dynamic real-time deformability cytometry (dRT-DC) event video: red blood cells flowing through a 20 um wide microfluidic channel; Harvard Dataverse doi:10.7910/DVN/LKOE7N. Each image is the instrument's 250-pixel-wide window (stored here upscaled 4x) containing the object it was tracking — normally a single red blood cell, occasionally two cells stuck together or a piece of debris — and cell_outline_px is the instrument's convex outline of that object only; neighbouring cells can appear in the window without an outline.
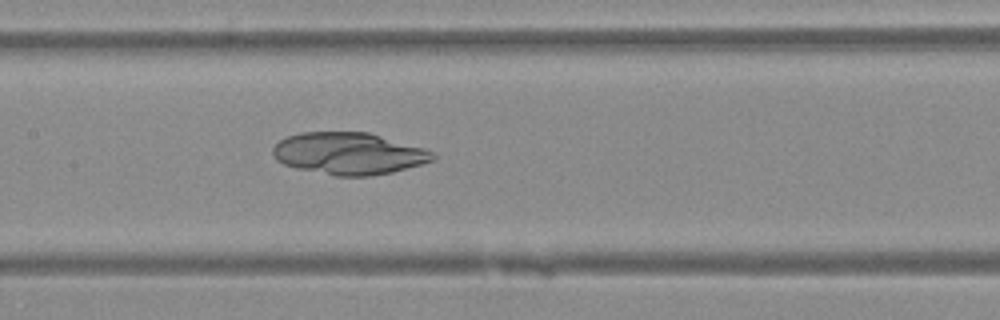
{"species": "Egyptian fruit bat (a non-hibernating species)", "species_latin": "Rousettus aegyptiacus", "temperature_condition": "warm", "stored_images_in_passage": 34, "camera_frame_rate_fps": 3000, "um_per_image_px": 0.085, "animal": {"sex": "female"}, "frame": {"image": 1, "passage_image": 9, "time_ms": 2.667, "image_size_px": [1000, 320], "cell_outline_px": [[436, 156], [432, 160], [420, 164], [392, 172], [368, 176], [336, 176], [296, 168], [284, 164], [276, 160], [272, 152], [272, 148], [280, 140], [288, 136], [300, 132], [368, 132], [424, 148], [432, 152]], "centroid_in_image_um": [29.61, 13.04], "position_along_channel_um": 177.8, "area_um2": 38.9}}
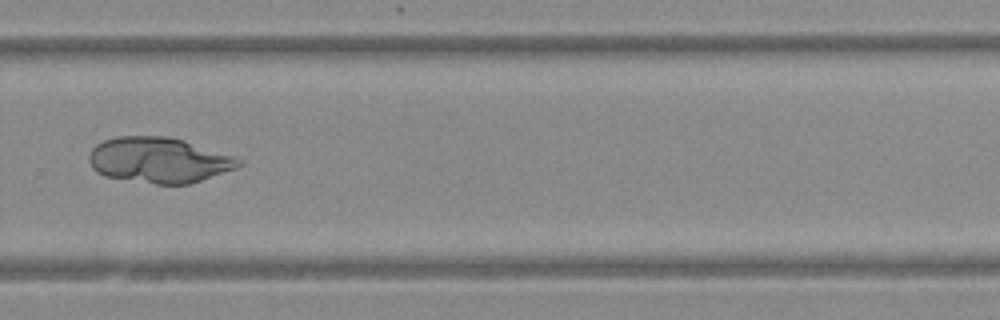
{"frame": {"image": 2, "passage_image": 19, "time_ms": 6.0, "image_size_px": [1000, 320], "cell_outline_px": [[244, 164], [236, 168], [188, 184], [156, 184], [104, 176], [96, 172], [92, 168], [88, 160], [88, 156], [92, 148], [96, 144], [104, 140], [116, 136], [168, 136], [184, 140], [244, 160]], "centroid_in_image_um": [13.47, 13.6], "position_along_channel_um": 316.3, "area_um2": 39.65}}
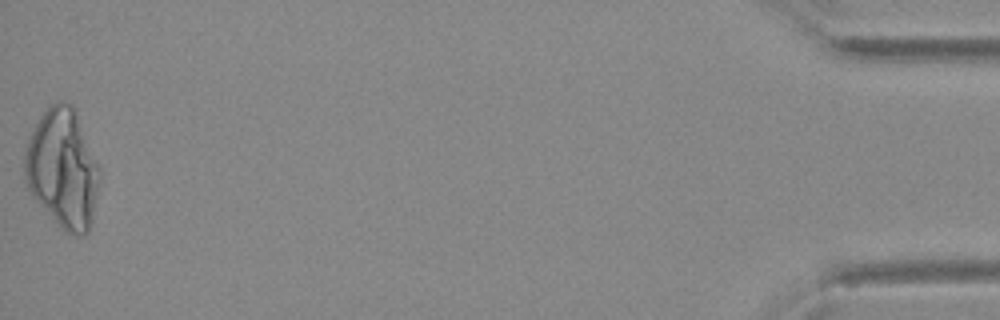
{"frame": {"image": 3, "passage_image": 34, "time_ms": 11.0, "image_size_px": [1000, 320], "cell_outline_px": [[100, 168], [92, 220], [88, 232], [84, 236], [72, 236], [56, 220], [28, 188], [24, 176], [24, 148], [40, 116], [52, 104], [60, 100], [72, 104], [76, 108]], "centroid_in_image_um": [5.34, 14.26], "position_along_channel_um": 429.9, "area_um2": 51.33}}